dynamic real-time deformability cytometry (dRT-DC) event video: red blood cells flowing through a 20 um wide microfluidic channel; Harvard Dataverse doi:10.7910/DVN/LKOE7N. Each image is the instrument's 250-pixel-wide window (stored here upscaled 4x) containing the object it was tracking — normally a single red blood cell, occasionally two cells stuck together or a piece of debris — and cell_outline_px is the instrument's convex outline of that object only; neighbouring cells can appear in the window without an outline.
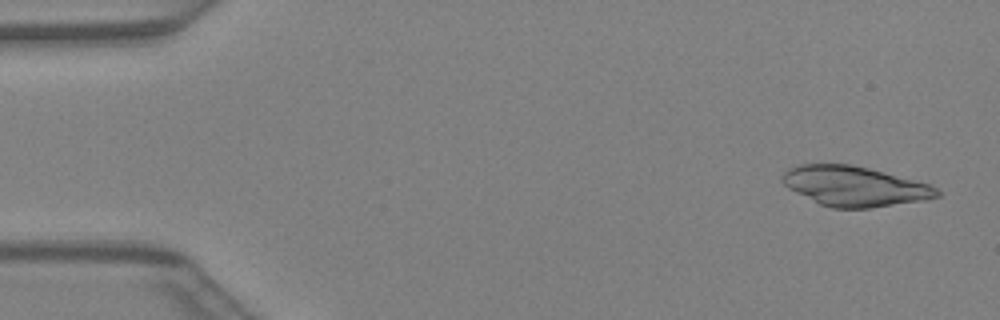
{"species": "Egyptian fruit bat (a non-hibernating species)", "species_latin": "Rousettus aegyptiacus", "temperature_condition": "warm", "stored_images_in_passage": 14, "camera_frame_rate_fps": 3000, "um_per_image_px": 0.085, "animal": {"sex": "female"}, "frame": {"image": 1, "passage_image": 1, "time_ms": 0.0, "image_size_px": [1000, 320], "cell_outline_px": [[940, 196], [924, 200], [868, 208], [832, 208], [820, 204], [788, 188], [780, 180], [780, 176], [788, 168], [796, 164], [852, 164], [932, 184], [940, 192]], "centroid_in_image_um": [72.62, 15.82], "position_along_channel_um": 12.4, "area_um2": 36.01}}